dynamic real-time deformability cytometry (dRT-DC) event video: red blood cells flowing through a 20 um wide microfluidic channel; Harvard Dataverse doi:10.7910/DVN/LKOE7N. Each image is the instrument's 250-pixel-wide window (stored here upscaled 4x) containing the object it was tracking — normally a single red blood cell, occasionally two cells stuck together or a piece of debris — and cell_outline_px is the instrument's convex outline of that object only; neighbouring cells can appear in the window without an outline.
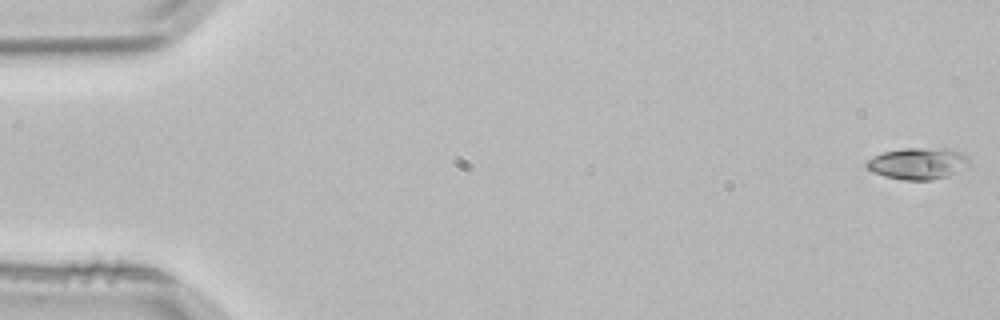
{"species": "common noctule bat (a hibernating species)", "species_latin": "Nyctalus noctula", "temperature_condition": "room temperature", "stored_images_in_passage": 4, "camera_frame_rate_fps": 3000, "um_per_image_px": 0.085, "animal": {"sex": "male", "body_mass_g": 21.5, "forearm_length_mm": 52.0}, "frame": {"image": 1, "passage_image": 1, "time_ms": 0.0, "image_size_px": [1000, 320], "cell_outline_px": [[972, 164], [944, 176], [932, 180], [904, 180], [884, 176], [872, 172], [864, 164], [868, 160], [884, 152], [904, 148], [944, 148], [956, 152], [964, 156]], "centroid_in_image_um": [77.97, 13.9], "position_along_channel_um": 7.0, "area_um2": 18.44}}
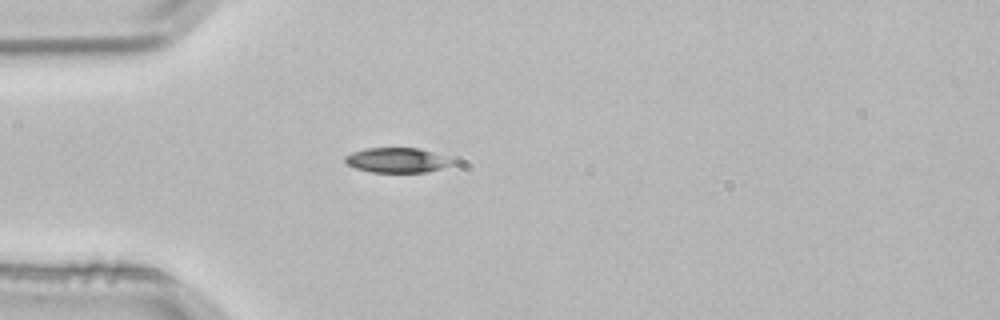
{"frame": {"image": 2, "passage_image": 4, "time_ms": 1.0, "image_size_px": [1000, 320], "cell_outline_px": [[456, 164], [428, 172], [372, 172], [356, 168], [348, 164], [344, 160], [344, 156], [352, 152], [364, 148], [420, 148], [456, 160]], "centroid_in_image_um": [33.79, 13.61], "position_along_channel_um": 51.2, "area_um2": 15.66}}